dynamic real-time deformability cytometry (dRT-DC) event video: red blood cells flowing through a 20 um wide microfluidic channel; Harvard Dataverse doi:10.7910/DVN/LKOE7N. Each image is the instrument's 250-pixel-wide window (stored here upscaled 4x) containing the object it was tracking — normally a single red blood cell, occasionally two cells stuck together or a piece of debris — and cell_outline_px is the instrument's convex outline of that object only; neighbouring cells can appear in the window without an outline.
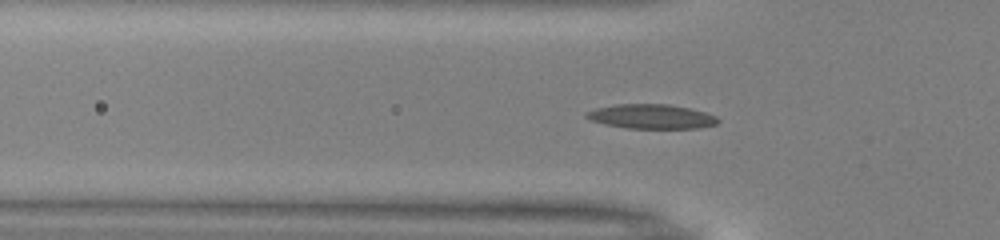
{"species": "common noctule bat (a hibernating species)", "species_latin": "Nyctalus noctula", "temperature_condition": "warm", "stored_images_in_passage": 43, "camera_frame_rate_fps": 3000, "um_per_image_px": 0.085, "animal": {"sex": "male", "body_mass_g": 13.0, "forearm_length_mm": 53.1}, "frame": {"image": 1, "passage_image": 8, "time_ms": 2.333, "image_size_px": [1000, 240], "cell_outline_px": [[720, 120], [716, 124], [700, 128], [628, 128], [604, 124], [592, 120], [584, 116], [584, 112], [596, 108], [616, 104], [668, 104], [688, 108], [704, 112], [716, 116]], "centroid_in_image_um": [55.35, 9.9], "position_along_channel_um": 70.5, "area_um2": 18.67}}
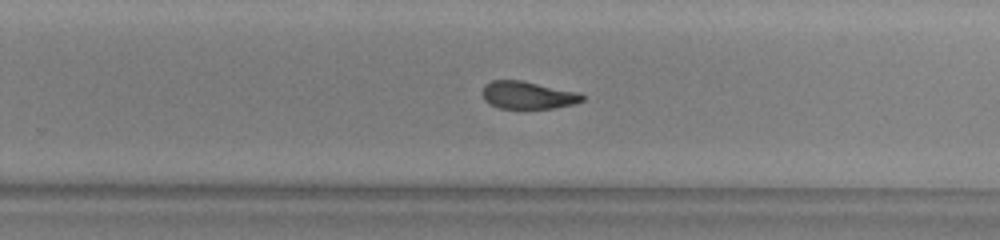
{"frame": {"image": 2, "passage_image": 24, "time_ms": 7.667, "image_size_px": [1000, 240], "cell_outline_px": [[584, 100], [572, 104], [556, 108], [500, 108], [488, 104], [484, 100], [484, 84], [492, 80], [524, 80], [580, 92], [584, 96]], "centroid_in_image_um": [44.89, 8.07], "position_along_channel_um": 284.9, "area_um2": 16.18}}
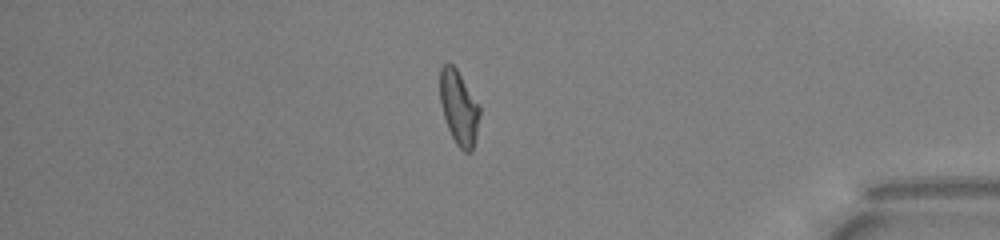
{"frame": {"image": 3, "passage_image": 35, "time_ms": 11.333, "image_size_px": [1000, 240], "cell_outline_px": [[480, 116], [476, 136], [472, 152], [464, 152], [456, 144], [448, 128], [444, 116], [440, 100], [440, 68], [444, 64], [452, 64], [456, 68], [480, 104]], "centroid_in_image_um": [39.03, 9.15], "position_along_channel_um": 396.2, "area_um2": 17.22}, "authors_computed_cell_mechanics": {"area_um2": 17.3978, "velocity_mm_per_s": 4.0208, "shape_relaxation_time_tau1_ms": 10.6088, "shape_relaxation_time_tau2_ms": 3.2847, "deformation_change_tau1": 0.2872, "deformation_change_tau2": 0.1001}}